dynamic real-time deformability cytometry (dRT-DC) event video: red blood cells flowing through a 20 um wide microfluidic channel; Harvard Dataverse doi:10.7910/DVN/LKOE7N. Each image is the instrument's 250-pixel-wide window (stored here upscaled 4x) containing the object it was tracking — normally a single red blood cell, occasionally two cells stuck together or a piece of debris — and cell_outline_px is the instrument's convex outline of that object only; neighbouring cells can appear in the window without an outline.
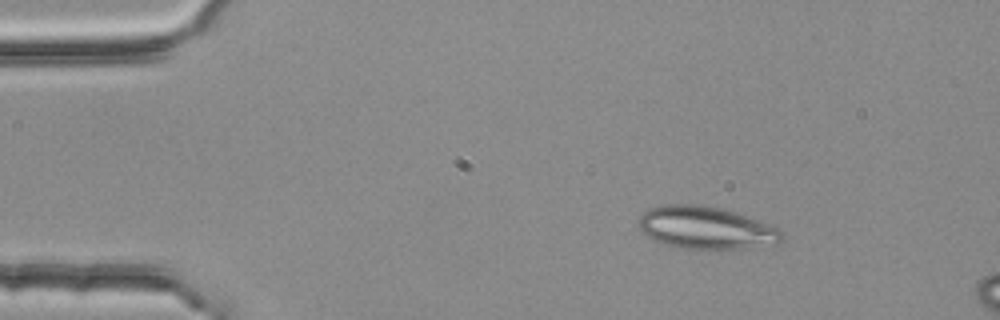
{"species": "common noctule bat (a hibernating species)", "species_latin": "Nyctalus noctula", "temperature_condition": "room temperature", "stored_images_in_passage": 4, "camera_frame_rate_fps": 3000, "um_per_image_px": 0.085, "animal": {"sex": "female", "body_mass_g": 25.1}, "frame": {"image": 1, "passage_image": 1, "time_ms": 0.0, "image_size_px": [1000, 320], "cell_outline_px": [[784, 240], [776, 244], [748, 248], [680, 248], [664, 244], [644, 236], [640, 232], [636, 220], [640, 212], [648, 208], [660, 204], [700, 204], [720, 208], [760, 220], [776, 228], [784, 236]], "centroid_in_image_um": [59.91, 19.34], "position_along_channel_um": 25.1, "area_um2": 35.89}}